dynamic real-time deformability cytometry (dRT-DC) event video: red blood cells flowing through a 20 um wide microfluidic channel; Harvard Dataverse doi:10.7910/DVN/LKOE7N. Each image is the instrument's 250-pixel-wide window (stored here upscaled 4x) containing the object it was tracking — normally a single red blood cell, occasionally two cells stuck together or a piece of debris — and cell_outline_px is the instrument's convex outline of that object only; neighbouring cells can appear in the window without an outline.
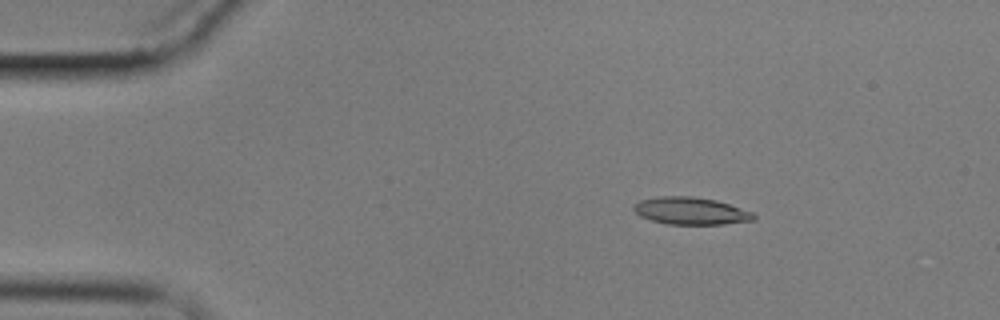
{"species": "common noctule bat (a hibernating species)", "species_latin": "Nyctalus noctula", "temperature_condition": "cold", "stored_images_in_passage": 6, "camera_frame_rate_fps": 3000, "um_per_image_px": 0.085, "animal": {"sex": "male", "body_mass_g": 17.9}, "frame": {"image": 1, "passage_image": 3, "time_ms": 2.333, "image_size_px": [1000, 320], "cell_outline_px": [[756, 220], [724, 224], [668, 224], [652, 220], [640, 216], [632, 208], [640, 200], [660, 196], [692, 196], [716, 200], [752, 212], [756, 216]], "centroid_in_image_um": [58.73, 17.93], "position_along_channel_um": 26.3, "area_um2": 18.96}}
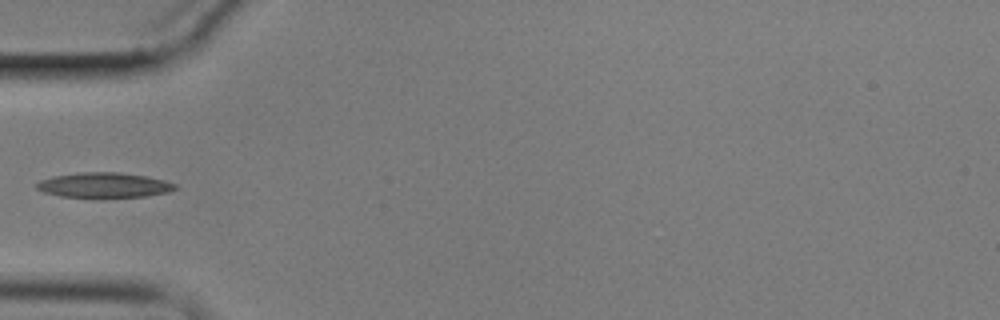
{"frame": {"image": 2, "passage_image": 6, "time_ms": 5.667, "image_size_px": [1000, 320], "cell_outline_px": [[176, 188], [168, 192], [148, 196], [92, 200], [60, 196], [44, 192], [36, 188], [36, 184], [40, 180], [52, 176], [80, 172], [120, 172], [144, 176], [164, 180], [176, 184]], "centroid_in_image_um": [8.81, 15.78], "position_along_channel_um": 76.2, "area_um2": 21.04}}